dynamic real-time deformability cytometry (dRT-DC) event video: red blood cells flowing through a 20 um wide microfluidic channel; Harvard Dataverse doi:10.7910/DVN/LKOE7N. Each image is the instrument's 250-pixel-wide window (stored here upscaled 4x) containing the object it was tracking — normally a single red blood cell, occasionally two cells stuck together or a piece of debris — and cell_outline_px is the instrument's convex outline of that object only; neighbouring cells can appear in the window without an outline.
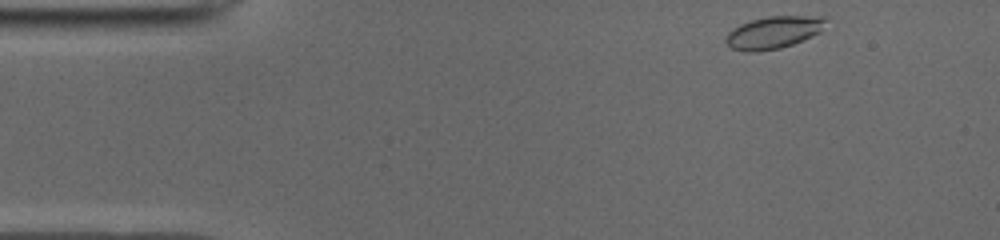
{"species": "common noctule bat (a hibernating species)", "species_latin": "Nyctalus noctula", "temperature_condition": "cold", "stored_images_in_passage": 46, "camera_frame_rate_fps": 3000, "um_per_image_px": 0.085, "animal": {"sex": "male", "body_mass_g": 19.0, "forearm_length_mm": 50.8}, "frame": {"image": 1, "passage_image": 1, "time_ms": 0.0, "image_size_px": [1000, 240], "cell_outline_px": [[828, 16], [820, 32], [792, 44], [780, 48], [756, 52], [744, 52], [732, 48], [724, 40], [728, 32], [740, 24], [752, 20], [768, 16]], "centroid_in_image_um": [65.73, 2.75], "position_along_channel_um": 19.3, "area_um2": 18.73}}
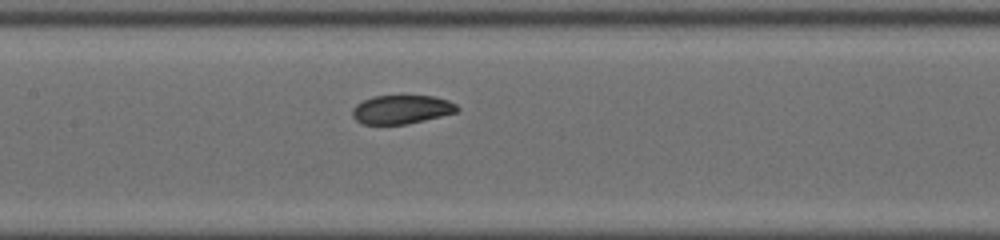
{"frame": {"image": 2, "passage_image": 19, "time_ms": 6.0, "image_size_px": [1000, 240], "cell_outline_px": [[460, 108], [456, 112], [424, 120], [404, 124], [364, 124], [356, 120], [352, 116], [352, 108], [356, 104], [372, 96], [400, 92], [432, 96], [448, 100], [456, 104]], "centroid_in_image_um": [34.11, 9.24], "position_along_channel_um": 173.3, "area_um2": 18.26}}
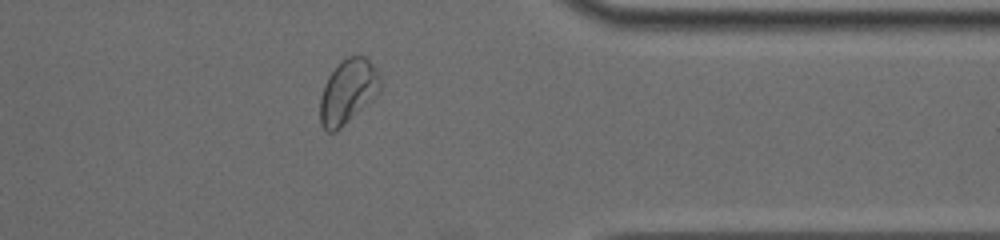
{"frame": {"image": 3, "passage_image": 36, "time_ms": 11.667, "image_size_px": [1000, 240], "cell_outline_px": [[380, 92], [372, 100], [336, 132], [328, 132], [320, 124], [320, 100], [324, 84], [328, 76], [348, 56], [364, 56], [372, 64], [380, 76]], "centroid_in_image_um": [29.57, 7.81], "position_along_channel_um": 381.8, "area_um2": 22.25}, "authors_computed_cell_mechanics": {"area_um2": 18.7272, "velocity_mm_per_s": 3.9128, "shape_relaxation_time_tau1_ms": 6.1369, "shape_relaxation_time_tau2_ms": 2.0996, "deformation_change_tau1": 0.121, "deformation_change_tau2": 0.0606}}